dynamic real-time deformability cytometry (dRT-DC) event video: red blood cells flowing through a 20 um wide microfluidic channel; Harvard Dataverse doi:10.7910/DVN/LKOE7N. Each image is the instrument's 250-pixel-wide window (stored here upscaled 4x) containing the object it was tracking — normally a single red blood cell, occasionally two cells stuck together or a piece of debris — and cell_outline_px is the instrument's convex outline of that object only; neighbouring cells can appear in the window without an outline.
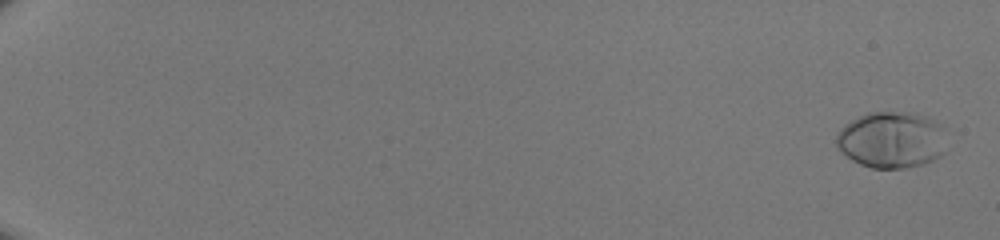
{"species": "human", "species_latin": "Homo sapiens", "temperature_condition": "room temperature", "stored_images_in_passage": 52, "camera_frame_rate_fps": 3000, "um_per_image_px": 0.085, "donor": {"sex": "male"}, "frame": {"image": 1, "passage_image": 2, "time_ms": 0.333, "image_size_px": [1000, 240], "cell_outline_px": [[944, 152], [940, 156], [924, 164], [904, 168], [872, 168], [860, 164], [852, 160], [836, 144], [836, 136], [840, 128], [852, 120], [868, 112], [908, 112], [928, 116], [936, 120], [944, 128]], "centroid_in_image_um": [75.81, 11.87], "position_along_channel_um": 9.2, "area_um2": 36.3}}
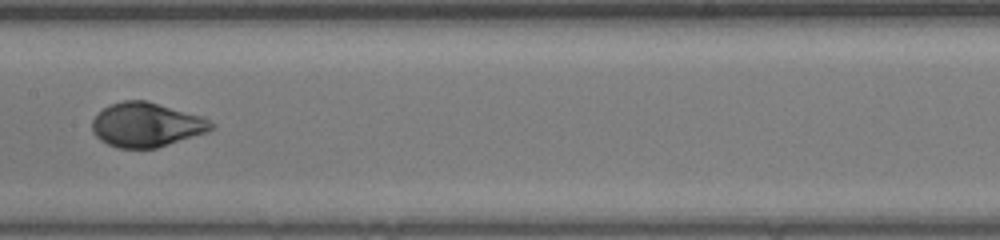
{"frame": {"image": 2, "passage_image": 31, "time_ms": 10.0, "image_size_px": [1000, 240], "cell_outline_px": [[216, 128], [208, 132], [156, 148], [120, 148], [108, 144], [100, 140], [92, 132], [92, 120], [108, 104], [124, 100], [148, 100], [204, 116], [216, 124]], "centroid_in_image_um": [12.5, 10.59], "position_along_channel_um": 194.9, "area_um2": 31.15}}
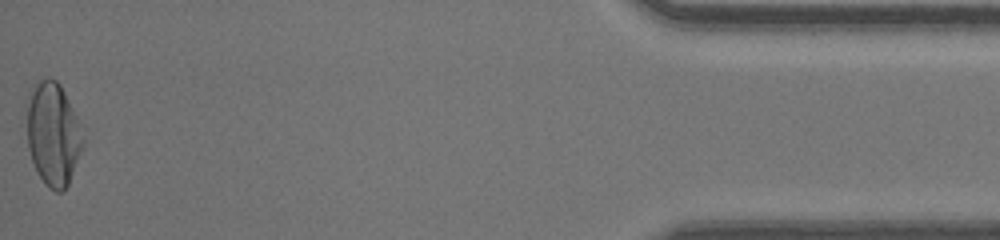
{"frame": {"image": 3, "passage_image": 52, "time_ms": 17.0, "image_size_px": [1000, 240], "cell_outline_px": [[84, 144], [68, 184], [60, 192], [56, 192], [48, 188], [44, 184], [36, 172], [28, 148], [24, 108], [28, 92], [40, 80], [48, 76], [56, 80], [60, 84], [76, 116], [84, 136]], "centroid_in_image_um": [4.46, 11.36], "position_along_channel_um": 430.7, "area_um2": 34.39}}